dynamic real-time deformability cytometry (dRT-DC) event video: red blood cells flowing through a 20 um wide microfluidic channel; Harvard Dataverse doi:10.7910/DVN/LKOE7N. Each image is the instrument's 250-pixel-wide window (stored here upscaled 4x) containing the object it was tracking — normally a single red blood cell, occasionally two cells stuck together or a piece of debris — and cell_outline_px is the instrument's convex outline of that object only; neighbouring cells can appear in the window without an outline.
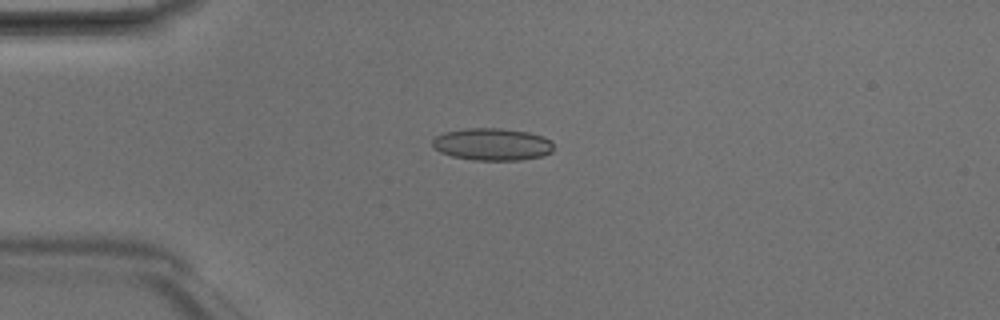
{"species": "Egyptian fruit bat (a non-hibernating species)", "species_latin": "Rousettus aegyptiacus", "temperature_condition": "room temperature", "stored_images_in_passage": 5, "camera_frame_rate_fps": 3000, "um_per_image_px": 0.085, "animal": {"sex": "male"}, "frame": {"image": 1, "passage_image": 3, "time_ms": 0.667, "image_size_px": [1000, 320], "cell_outline_px": [[552, 152], [544, 156], [520, 160], [472, 160], [452, 156], [440, 152], [432, 144], [432, 140], [436, 136], [444, 132], [464, 128], [500, 128], [528, 132], [544, 136], [552, 140]], "centroid_in_image_um": [41.86, 12.26], "position_along_channel_um": 43.1, "area_um2": 22.95}}
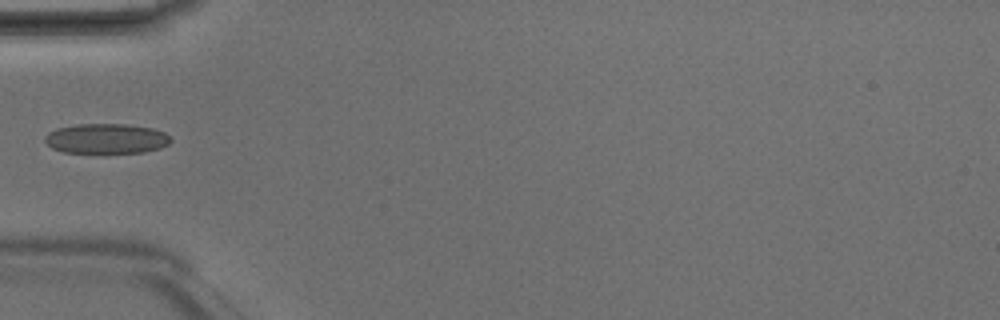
{"frame": {"image": 2, "passage_image": 4, "time_ms": 1.0, "image_size_px": [1000, 320], "cell_outline_px": [[172, 140], [168, 144], [160, 148], [144, 152], [64, 152], [52, 148], [44, 140], [44, 136], [48, 132], [56, 128], [76, 124], [124, 124], [152, 128], [164, 132]], "centroid_in_image_um": [9.01, 11.77], "position_along_channel_um": 76.0, "area_um2": 21.85}}